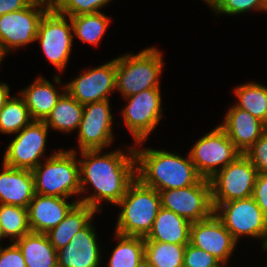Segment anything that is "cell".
<instances>
[{"mask_svg":"<svg viewBox=\"0 0 267 267\" xmlns=\"http://www.w3.org/2000/svg\"><path fill=\"white\" fill-rule=\"evenodd\" d=\"M224 265H226V263L219 261L216 265H212L209 267H223Z\"/></svg>","mask_w":267,"mask_h":267,"instance_id":"cell-41","label":"cell"},{"mask_svg":"<svg viewBox=\"0 0 267 267\" xmlns=\"http://www.w3.org/2000/svg\"><path fill=\"white\" fill-rule=\"evenodd\" d=\"M63 93H59L49 80L40 76L19 92V96L24 99L32 120L44 121Z\"/></svg>","mask_w":267,"mask_h":267,"instance_id":"cell-22","label":"cell"},{"mask_svg":"<svg viewBox=\"0 0 267 267\" xmlns=\"http://www.w3.org/2000/svg\"><path fill=\"white\" fill-rule=\"evenodd\" d=\"M68 21V16L56 12L51 7L40 21L35 40L39 41L46 58L60 72L69 61L73 45L72 24Z\"/></svg>","mask_w":267,"mask_h":267,"instance_id":"cell-10","label":"cell"},{"mask_svg":"<svg viewBox=\"0 0 267 267\" xmlns=\"http://www.w3.org/2000/svg\"><path fill=\"white\" fill-rule=\"evenodd\" d=\"M219 126L242 154L267 131L264 122L235 105L228 109L223 124Z\"/></svg>","mask_w":267,"mask_h":267,"instance_id":"cell-18","label":"cell"},{"mask_svg":"<svg viewBox=\"0 0 267 267\" xmlns=\"http://www.w3.org/2000/svg\"><path fill=\"white\" fill-rule=\"evenodd\" d=\"M10 87L6 83H0V110L4 107L5 102L10 98Z\"/></svg>","mask_w":267,"mask_h":267,"instance_id":"cell-39","label":"cell"},{"mask_svg":"<svg viewBox=\"0 0 267 267\" xmlns=\"http://www.w3.org/2000/svg\"><path fill=\"white\" fill-rule=\"evenodd\" d=\"M207 4L217 15H238L253 9L267 12V0H208Z\"/></svg>","mask_w":267,"mask_h":267,"instance_id":"cell-33","label":"cell"},{"mask_svg":"<svg viewBox=\"0 0 267 267\" xmlns=\"http://www.w3.org/2000/svg\"><path fill=\"white\" fill-rule=\"evenodd\" d=\"M186 244L145 241L144 256L153 267H183Z\"/></svg>","mask_w":267,"mask_h":267,"instance_id":"cell-30","label":"cell"},{"mask_svg":"<svg viewBox=\"0 0 267 267\" xmlns=\"http://www.w3.org/2000/svg\"><path fill=\"white\" fill-rule=\"evenodd\" d=\"M33 0H0V16L26 8Z\"/></svg>","mask_w":267,"mask_h":267,"instance_id":"cell-38","label":"cell"},{"mask_svg":"<svg viewBox=\"0 0 267 267\" xmlns=\"http://www.w3.org/2000/svg\"><path fill=\"white\" fill-rule=\"evenodd\" d=\"M109 100L83 105V115L78 128L80 151L103 150L113 141V116Z\"/></svg>","mask_w":267,"mask_h":267,"instance_id":"cell-14","label":"cell"},{"mask_svg":"<svg viewBox=\"0 0 267 267\" xmlns=\"http://www.w3.org/2000/svg\"><path fill=\"white\" fill-rule=\"evenodd\" d=\"M32 173L37 194L65 198L81 194L79 160L75 149L54 152Z\"/></svg>","mask_w":267,"mask_h":267,"instance_id":"cell-4","label":"cell"},{"mask_svg":"<svg viewBox=\"0 0 267 267\" xmlns=\"http://www.w3.org/2000/svg\"><path fill=\"white\" fill-rule=\"evenodd\" d=\"M148 47L133 55L127 53L116 58V90L123 98L149 88H160L163 67L162 52Z\"/></svg>","mask_w":267,"mask_h":267,"instance_id":"cell-5","label":"cell"},{"mask_svg":"<svg viewBox=\"0 0 267 267\" xmlns=\"http://www.w3.org/2000/svg\"><path fill=\"white\" fill-rule=\"evenodd\" d=\"M245 155L259 173H267V131L248 149Z\"/></svg>","mask_w":267,"mask_h":267,"instance_id":"cell-35","label":"cell"},{"mask_svg":"<svg viewBox=\"0 0 267 267\" xmlns=\"http://www.w3.org/2000/svg\"><path fill=\"white\" fill-rule=\"evenodd\" d=\"M137 267H153L149 261L145 258V256L142 258V260L139 262Z\"/></svg>","mask_w":267,"mask_h":267,"instance_id":"cell-40","label":"cell"},{"mask_svg":"<svg viewBox=\"0 0 267 267\" xmlns=\"http://www.w3.org/2000/svg\"><path fill=\"white\" fill-rule=\"evenodd\" d=\"M111 0H51V7L58 13L70 16L100 12Z\"/></svg>","mask_w":267,"mask_h":267,"instance_id":"cell-32","label":"cell"},{"mask_svg":"<svg viewBox=\"0 0 267 267\" xmlns=\"http://www.w3.org/2000/svg\"><path fill=\"white\" fill-rule=\"evenodd\" d=\"M191 222L173 211L160 208L145 241L188 244Z\"/></svg>","mask_w":267,"mask_h":267,"instance_id":"cell-21","label":"cell"},{"mask_svg":"<svg viewBox=\"0 0 267 267\" xmlns=\"http://www.w3.org/2000/svg\"><path fill=\"white\" fill-rule=\"evenodd\" d=\"M127 154L121 149L100 155L102 150L81 151L79 159L81 193L86 191V184L92 185L94 192L77 201L101 209L100 202L107 201L116 205L127 192L136 176V156L134 147L127 148ZM124 152V153H123ZM126 154V155H125Z\"/></svg>","mask_w":267,"mask_h":267,"instance_id":"cell-1","label":"cell"},{"mask_svg":"<svg viewBox=\"0 0 267 267\" xmlns=\"http://www.w3.org/2000/svg\"><path fill=\"white\" fill-rule=\"evenodd\" d=\"M50 0H33L26 8L0 16V56L4 59L12 49L35 42Z\"/></svg>","mask_w":267,"mask_h":267,"instance_id":"cell-6","label":"cell"},{"mask_svg":"<svg viewBox=\"0 0 267 267\" xmlns=\"http://www.w3.org/2000/svg\"><path fill=\"white\" fill-rule=\"evenodd\" d=\"M161 207L192 222L209 218L214 213L211 183L201 178L195 185L159 191Z\"/></svg>","mask_w":267,"mask_h":267,"instance_id":"cell-12","label":"cell"},{"mask_svg":"<svg viewBox=\"0 0 267 267\" xmlns=\"http://www.w3.org/2000/svg\"><path fill=\"white\" fill-rule=\"evenodd\" d=\"M0 173V204L28 208L35 195L32 170L11 168L3 164Z\"/></svg>","mask_w":267,"mask_h":267,"instance_id":"cell-20","label":"cell"},{"mask_svg":"<svg viewBox=\"0 0 267 267\" xmlns=\"http://www.w3.org/2000/svg\"><path fill=\"white\" fill-rule=\"evenodd\" d=\"M128 104L122 111L124 123L136 145H143L162 118L161 89L149 88L126 97Z\"/></svg>","mask_w":267,"mask_h":267,"instance_id":"cell-11","label":"cell"},{"mask_svg":"<svg viewBox=\"0 0 267 267\" xmlns=\"http://www.w3.org/2000/svg\"><path fill=\"white\" fill-rule=\"evenodd\" d=\"M69 18L72 24L73 37L91 45L100 43L110 24V18L101 11L70 16Z\"/></svg>","mask_w":267,"mask_h":267,"instance_id":"cell-26","label":"cell"},{"mask_svg":"<svg viewBox=\"0 0 267 267\" xmlns=\"http://www.w3.org/2000/svg\"><path fill=\"white\" fill-rule=\"evenodd\" d=\"M219 260L210 253L199 249L190 243L186 244L183 267H209L216 265Z\"/></svg>","mask_w":267,"mask_h":267,"instance_id":"cell-34","label":"cell"},{"mask_svg":"<svg viewBox=\"0 0 267 267\" xmlns=\"http://www.w3.org/2000/svg\"><path fill=\"white\" fill-rule=\"evenodd\" d=\"M0 267H26L24 256L14 242L5 248L0 246Z\"/></svg>","mask_w":267,"mask_h":267,"instance_id":"cell-36","label":"cell"},{"mask_svg":"<svg viewBox=\"0 0 267 267\" xmlns=\"http://www.w3.org/2000/svg\"><path fill=\"white\" fill-rule=\"evenodd\" d=\"M0 230L2 238L10 237L11 242L31 232L28 208L0 204Z\"/></svg>","mask_w":267,"mask_h":267,"instance_id":"cell-29","label":"cell"},{"mask_svg":"<svg viewBox=\"0 0 267 267\" xmlns=\"http://www.w3.org/2000/svg\"><path fill=\"white\" fill-rule=\"evenodd\" d=\"M68 198L35 193L28 206L29 225L32 232L47 233L56 227L78 203Z\"/></svg>","mask_w":267,"mask_h":267,"instance_id":"cell-19","label":"cell"},{"mask_svg":"<svg viewBox=\"0 0 267 267\" xmlns=\"http://www.w3.org/2000/svg\"><path fill=\"white\" fill-rule=\"evenodd\" d=\"M240 154L242 153L219 125L201 137L189 152L198 174L209 180Z\"/></svg>","mask_w":267,"mask_h":267,"instance_id":"cell-9","label":"cell"},{"mask_svg":"<svg viewBox=\"0 0 267 267\" xmlns=\"http://www.w3.org/2000/svg\"><path fill=\"white\" fill-rule=\"evenodd\" d=\"M116 206L122 208L117 218L116 233L145 238L161 208V197L156 189L136 178Z\"/></svg>","mask_w":267,"mask_h":267,"instance_id":"cell-3","label":"cell"},{"mask_svg":"<svg viewBox=\"0 0 267 267\" xmlns=\"http://www.w3.org/2000/svg\"><path fill=\"white\" fill-rule=\"evenodd\" d=\"M252 198L261 208L265 218L267 219V173H259L257 175Z\"/></svg>","mask_w":267,"mask_h":267,"instance_id":"cell-37","label":"cell"},{"mask_svg":"<svg viewBox=\"0 0 267 267\" xmlns=\"http://www.w3.org/2000/svg\"><path fill=\"white\" fill-rule=\"evenodd\" d=\"M32 121L24 99L20 96L10 97L0 110V132L15 134Z\"/></svg>","mask_w":267,"mask_h":267,"instance_id":"cell-31","label":"cell"},{"mask_svg":"<svg viewBox=\"0 0 267 267\" xmlns=\"http://www.w3.org/2000/svg\"><path fill=\"white\" fill-rule=\"evenodd\" d=\"M96 212L89 205L78 202L56 227L45 234L56 250L65 247L78 231L92 221Z\"/></svg>","mask_w":267,"mask_h":267,"instance_id":"cell-24","label":"cell"},{"mask_svg":"<svg viewBox=\"0 0 267 267\" xmlns=\"http://www.w3.org/2000/svg\"><path fill=\"white\" fill-rule=\"evenodd\" d=\"M116 90V59L89 69L65 85V91L80 104L109 100Z\"/></svg>","mask_w":267,"mask_h":267,"instance_id":"cell-15","label":"cell"},{"mask_svg":"<svg viewBox=\"0 0 267 267\" xmlns=\"http://www.w3.org/2000/svg\"><path fill=\"white\" fill-rule=\"evenodd\" d=\"M257 175L250 159L240 154L210 179L212 204L252 197Z\"/></svg>","mask_w":267,"mask_h":267,"instance_id":"cell-8","label":"cell"},{"mask_svg":"<svg viewBox=\"0 0 267 267\" xmlns=\"http://www.w3.org/2000/svg\"><path fill=\"white\" fill-rule=\"evenodd\" d=\"M234 91L238 100L235 106L248 111L267 125V86L248 82L237 86Z\"/></svg>","mask_w":267,"mask_h":267,"instance_id":"cell-27","label":"cell"},{"mask_svg":"<svg viewBox=\"0 0 267 267\" xmlns=\"http://www.w3.org/2000/svg\"><path fill=\"white\" fill-rule=\"evenodd\" d=\"M214 214L237 241L242 235L261 239L267 251V219L252 197L213 204Z\"/></svg>","mask_w":267,"mask_h":267,"instance_id":"cell-7","label":"cell"},{"mask_svg":"<svg viewBox=\"0 0 267 267\" xmlns=\"http://www.w3.org/2000/svg\"><path fill=\"white\" fill-rule=\"evenodd\" d=\"M2 240L1 230H0V241Z\"/></svg>","mask_w":267,"mask_h":267,"instance_id":"cell-42","label":"cell"},{"mask_svg":"<svg viewBox=\"0 0 267 267\" xmlns=\"http://www.w3.org/2000/svg\"><path fill=\"white\" fill-rule=\"evenodd\" d=\"M189 243L227 264L238 242L213 213L209 218L191 223Z\"/></svg>","mask_w":267,"mask_h":267,"instance_id":"cell-16","label":"cell"},{"mask_svg":"<svg viewBox=\"0 0 267 267\" xmlns=\"http://www.w3.org/2000/svg\"><path fill=\"white\" fill-rule=\"evenodd\" d=\"M119 240L109 259L108 267H137L144 257L145 238L115 232Z\"/></svg>","mask_w":267,"mask_h":267,"instance_id":"cell-28","label":"cell"},{"mask_svg":"<svg viewBox=\"0 0 267 267\" xmlns=\"http://www.w3.org/2000/svg\"><path fill=\"white\" fill-rule=\"evenodd\" d=\"M92 221L57 250L58 267H99L100 247Z\"/></svg>","mask_w":267,"mask_h":267,"instance_id":"cell-17","label":"cell"},{"mask_svg":"<svg viewBox=\"0 0 267 267\" xmlns=\"http://www.w3.org/2000/svg\"><path fill=\"white\" fill-rule=\"evenodd\" d=\"M48 131L44 121L32 120L8 144L3 164L11 168L33 170L41 163L39 159L46 148Z\"/></svg>","mask_w":267,"mask_h":267,"instance_id":"cell-13","label":"cell"},{"mask_svg":"<svg viewBox=\"0 0 267 267\" xmlns=\"http://www.w3.org/2000/svg\"><path fill=\"white\" fill-rule=\"evenodd\" d=\"M57 100L56 105L44 120L46 126L63 133H69L79 128L83 115V105L65 91Z\"/></svg>","mask_w":267,"mask_h":267,"instance_id":"cell-25","label":"cell"},{"mask_svg":"<svg viewBox=\"0 0 267 267\" xmlns=\"http://www.w3.org/2000/svg\"><path fill=\"white\" fill-rule=\"evenodd\" d=\"M136 176L146 186L158 192L195 185L202 177L198 174L188 154H179L152 148L137 149Z\"/></svg>","mask_w":267,"mask_h":267,"instance_id":"cell-2","label":"cell"},{"mask_svg":"<svg viewBox=\"0 0 267 267\" xmlns=\"http://www.w3.org/2000/svg\"><path fill=\"white\" fill-rule=\"evenodd\" d=\"M14 243L24 256L26 267H58L57 250L45 233L31 231Z\"/></svg>","mask_w":267,"mask_h":267,"instance_id":"cell-23","label":"cell"}]
</instances>
